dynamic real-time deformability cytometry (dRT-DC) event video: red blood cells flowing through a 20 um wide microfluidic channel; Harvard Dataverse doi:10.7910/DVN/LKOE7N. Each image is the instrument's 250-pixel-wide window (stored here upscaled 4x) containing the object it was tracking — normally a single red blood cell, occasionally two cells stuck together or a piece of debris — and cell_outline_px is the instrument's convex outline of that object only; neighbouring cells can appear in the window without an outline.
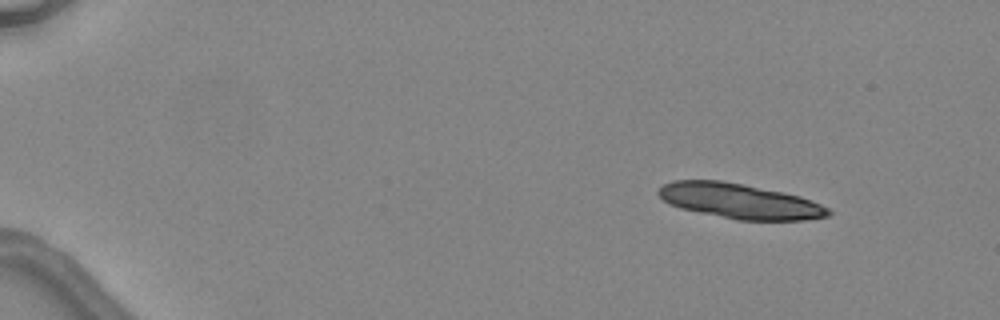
{"species": "common noctule bat (a hibernating species)", "species_latin": "Nyctalus noctula", "temperature_condition": "warm", "stored_images_in_passage": 6, "camera_frame_rate_fps": 3000, "um_per_image_px": 0.085, "animal": {"sex": "female", "body_mass_g": 24.6, "forearm_length_mm": 56.2}, "frame": {"image": 1, "passage_image": 1, "time_ms": 0.0, "image_size_px": [1000, 320], "cell_outline_px": [[832, 212], [828, 216], [804, 220], [736, 220], [680, 208], [668, 204], [656, 192], [664, 184], [672, 180], [720, 180], [744, 184], [784, 192], [800, 196], [820, 204], [828, 208]], "centroid_in_image_um": [62.85, 17.09], "position_along_channel_um": 22.1, "area_um2": 34.68}}